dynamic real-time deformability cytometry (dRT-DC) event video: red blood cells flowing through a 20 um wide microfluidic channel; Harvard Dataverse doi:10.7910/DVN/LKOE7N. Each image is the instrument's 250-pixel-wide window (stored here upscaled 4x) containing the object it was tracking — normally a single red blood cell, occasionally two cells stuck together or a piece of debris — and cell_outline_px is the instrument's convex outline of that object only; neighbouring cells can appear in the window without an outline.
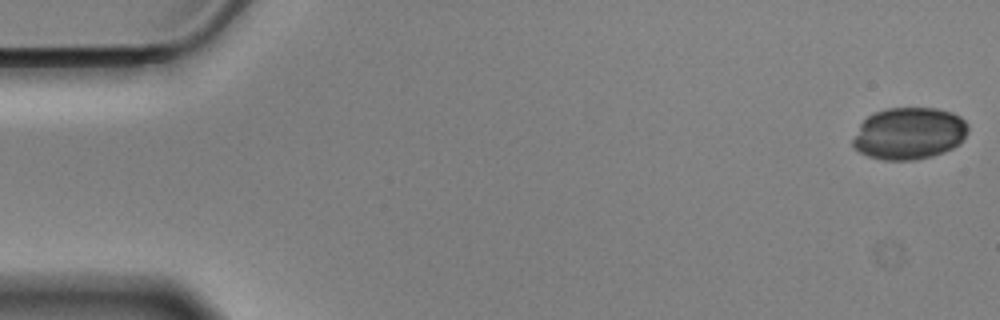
{"species": "Egyptian fruit bat (a non-hibernating species)", "species_latin": "Rousettus aegyptiacus", "temperature_condition": "cold", "stored_images_in_passage": 57, "camera_frame_rate_fps": 3000, "um_per_image_px": 0.085, "animal": {"sex": "male"}, "frame": {"image": 1, "passage_image": 1, "time_ms": 0.0, "image_size_px": [1000, 320], "cell_outline_px": [[968, 132], [964, 140], [960, 144], [944, 152], [932, 156], [916, 160], [884, 160], [868, 156], [860, 152], [852, 144], [852, 140], [860, 124], [872, 112], [888, 108], [936, 108], [952, 112], [960, 116], [968, 124]], "centroid_in_image_um": [77.3, 11.34], "position_along_channel_um": 7.7, "area_um2": 35.2}}